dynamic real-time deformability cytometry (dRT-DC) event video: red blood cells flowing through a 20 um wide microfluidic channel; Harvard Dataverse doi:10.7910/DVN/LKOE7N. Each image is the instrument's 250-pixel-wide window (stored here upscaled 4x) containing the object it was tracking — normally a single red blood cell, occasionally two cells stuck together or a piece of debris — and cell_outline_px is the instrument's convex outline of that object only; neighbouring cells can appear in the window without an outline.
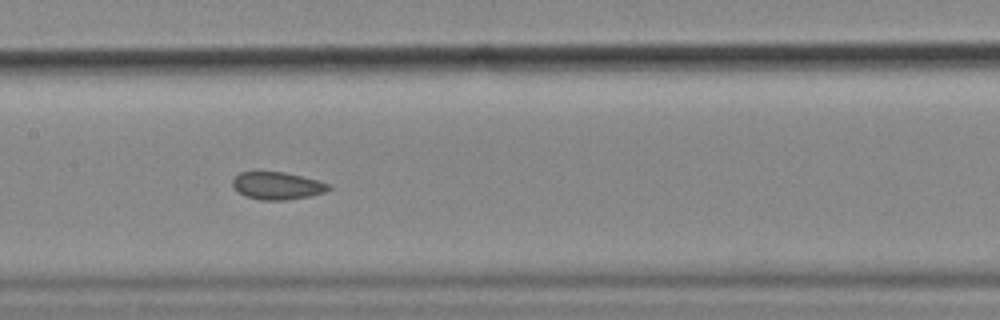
{"species": "common noctule bat (a hibernating species)", "species_latin": "Nyctalus noctula", "temperature_condition": "cold", "stored_images_in_passage": 31, "camera_frame_rate_fps": 3000, "um_per_image_px": 0.085, "animal": {"sex": "female", "body_mass_g": 18.4}, "frame": {"image": 1, "passage_image": 8, "time_ms": 2.333, "image_size_px": [1000, 320], "cell_outline_px": [[332, 188], [324, 192], [308, 196], [284, 200], [260, 200], [244, 196], [232, 184], [232, 180], [240, 172], [284, 172], [320, 180], [328, 184]], "centroid_in_image_um": [23.58, 15.78], "position_along_channel_um": 183.8, "area_um2": 15.26}}